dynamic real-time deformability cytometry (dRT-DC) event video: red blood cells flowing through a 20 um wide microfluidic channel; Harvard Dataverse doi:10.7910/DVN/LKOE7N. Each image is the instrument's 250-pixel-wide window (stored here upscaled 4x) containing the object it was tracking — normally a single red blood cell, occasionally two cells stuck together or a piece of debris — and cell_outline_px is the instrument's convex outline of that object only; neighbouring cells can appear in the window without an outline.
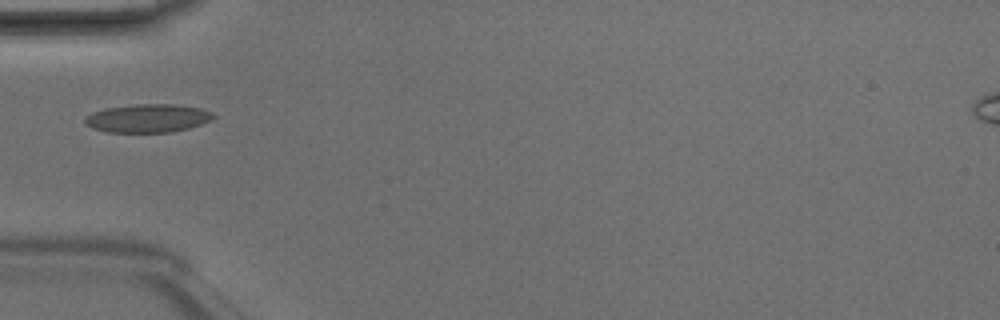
{"species": "Egyptian fruit bat (a non-hibernating species)", "species_latin": "Rousettus aegyptiacus", "temperature_condition": "room temperature", "stored_images_in_passage": 2, "camera_frame_rate_fps": 3000, "um_per_image_px": 0.085, "animal": {"sex": "male"}, "frame": {"image": 1, "passage_image": 1, "time_ms": 0.0, "image_size_px": [1000, 320], "cell_outline_px": [[216, 116], [212, 120], [188, 128], [172, 132], [104, 132], [92, 128], [84, 124], [84, 120], [92, 112], [104, 108], [136, 104], [176, 104], [200, 108], [212, 112]], "centroid_in_image_um": [12.55, 10.05], "position_along_channel_um": 72.4, "area_um2": 21.33}}